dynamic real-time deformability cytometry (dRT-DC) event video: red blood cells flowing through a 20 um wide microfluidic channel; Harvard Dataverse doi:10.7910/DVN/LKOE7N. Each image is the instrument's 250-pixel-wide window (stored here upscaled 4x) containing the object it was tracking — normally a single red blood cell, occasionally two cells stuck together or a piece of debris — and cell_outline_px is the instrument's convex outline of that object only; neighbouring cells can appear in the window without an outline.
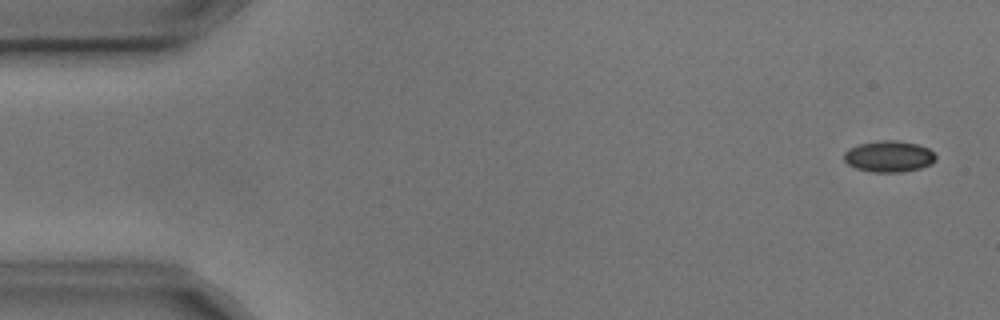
{"species": "common noctule bat (a hibernating species)", "species_latin": "Nyctalus noctula", "temperature_condition": "cold", "stored_images_in_passage": 6, "camera_frame_rate_fps": 3000, "um_per_image_px": 0.085, "animal": {"sex": "male", "body_mass_g": 17.9, "forearm_length_mm": 54.2}, "frame": {"image": 1, "passage_image": 1, "time_ms": 0.0, "image_size_px": [1000, 320], "cell_outline_px": [[936, 160], [932, 164], [920, 168], [900, 172], [872, 172], [856, 168], [848, 164], [844, 160], [844, 152], [848, 148], [860, 144], [884, 140], [896, 140], [916, 144], [928, 148], [936, 156]], "centroid_in_image_um": [75.56, 13.3], "position_along_channel_um": 9.4, "area_um2": 16.65}}
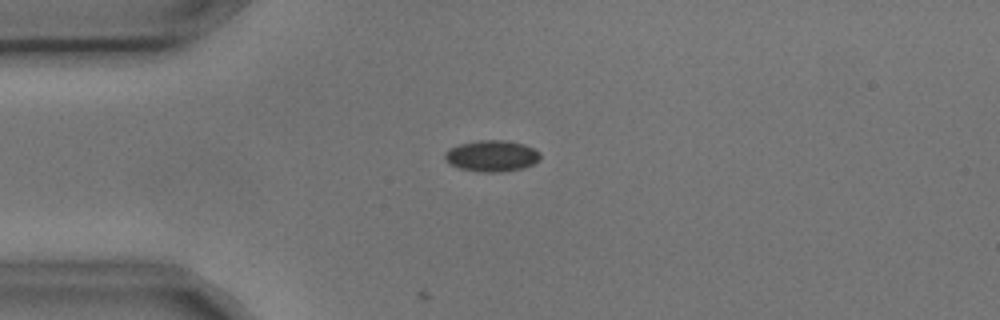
{"frame": {"image": 2, "passage_image": 2, "time_ms": 0.333, "image_size_px": [1000, 320], "cell_outline_px": [[540, 160], [524, 168], [500, 172], [480, 172], [460, 168], [448, 164], [444, 160], [444, 152], [448, 148], [460, 144], [480, 140], [504, 140], [524, 144], [540, 152]], "centroid_in_image_um": [41.77, 13.26], "position_along_channel_um": 43.2, "area_um2": 17.51}}
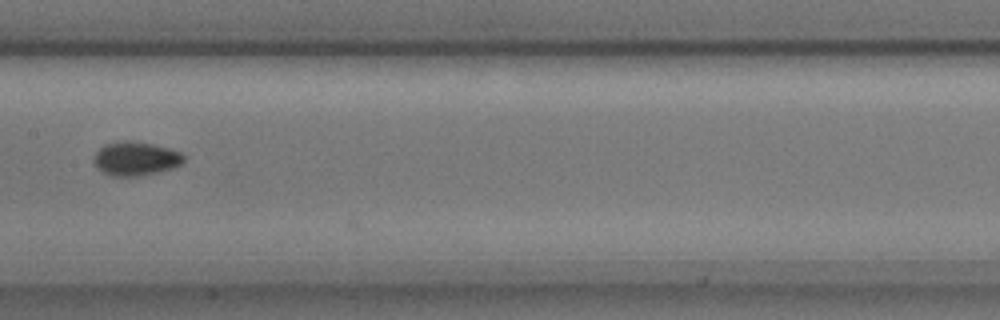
{"frame": {"image": 3, "passage_image": 6, "time_ms": 1.667, "image_size_px": [1000, 320], "cell_outline_px": [[184, 160], [180, 164], [172, 168], [156, 172], [136, 176], [112, 176], [96, 168], [92, 160], [96, 152], [104, 144], [120, 140], [128, 140], [152, 144], [168, 148], [180, 152], [184, 156]], "centroid_in_image_um": [11.48, 13.47], "position_along_channel_um": 195.9, "area_um2": 17.69}}